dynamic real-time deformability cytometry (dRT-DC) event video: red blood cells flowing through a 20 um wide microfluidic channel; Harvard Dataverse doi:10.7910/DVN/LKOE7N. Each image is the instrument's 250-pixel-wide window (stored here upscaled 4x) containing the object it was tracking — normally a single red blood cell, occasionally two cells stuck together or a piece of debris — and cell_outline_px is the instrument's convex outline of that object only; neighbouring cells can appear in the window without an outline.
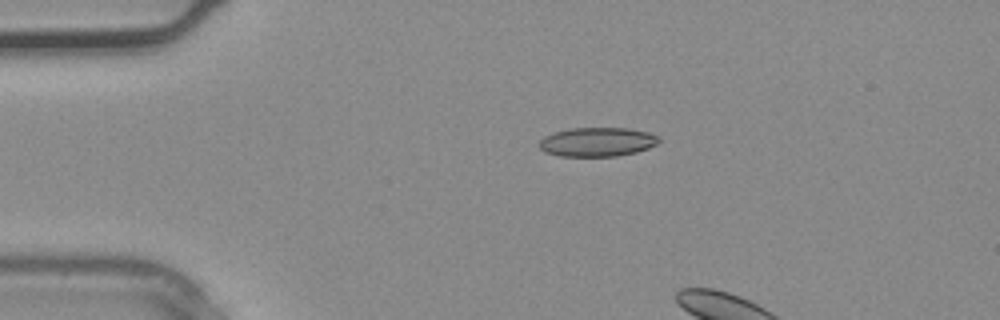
{"species": "common noctule bat (a hibernating species)", "species_latin": "Nyctalus noctula", "temperature_condition": "warm", "stored_images_in_passage": 3, "camera_frame_rate_fps": 3000, "um_per_image_px": 0.085, "animal": {"sex": "male", "body_mass_g": 20.4}, "frame": {"image": 1, "passage_image": 1, "time_ms": 0.0, "image_size_px": [1000, 320], "cell_outline_px": [[660, 140], [656, 144], [648, 148], [636, 152], [616, 156], [560, 156], [544, 152], [540, 148], [540, 140], [544, 136], [568, 128], [628, 128], [648, 132], [660, 136]], "centroid_in_image_um": [50.78, 12.06], "position_along_channel_um": 34.2, "area_um2": 20.29}}
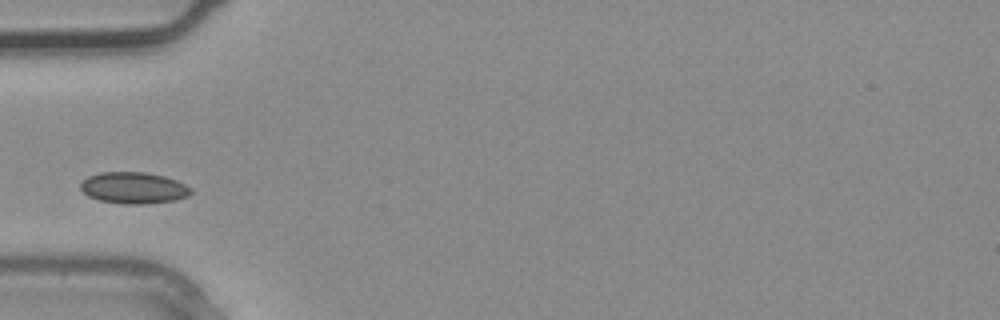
{"frame": {"image": 2, "passage_image": 3, "time_ms": 0.667, "image_size_px": [1000, 320], "cell_outline_px": [[192, 192], [188, 196], [176, 200], [144, 204], [124, 204], [100, 200], [88, 196], [80, 188], [80, 184], [88, 176], [100, 172], [144, 172], [164, 176], [176, 180], [192, 188]], "centroid_in_image_um": [11.37, 15.97], "position_along_channel_um": 73.6, "area_um2": 20.23}}